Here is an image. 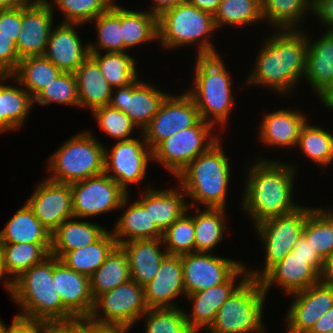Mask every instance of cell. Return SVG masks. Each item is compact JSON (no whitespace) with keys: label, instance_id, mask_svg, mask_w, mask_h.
<instances>
[{"label":"cell","instance_id":"cell-21","mask_svg":"<svg viewBox=\"0 0 333 333\" xmlns=\"http://www.w3.org/2000/svg\"><path fill=\"white\" fill-rule=\"evenodd\" d=\"M310 39L308 36L304 79L325 107L333 110V32L325 31L313 42Z\"/></svg>","mask_w":333,"mask_h":333},{"label":"cell","instance_id":"cell-31","mask_svg":"<svg viewBox=\"0 0 333 333\" xmlns=\"http://www.w3.org/2000/svg\"><path fill=\"white\" fill-rule=\"evenodd\" d=\"M8 79L12 80V75H0V133L22 128L23 122L34 107V98L20 83L17 87L7 85Z\"/></svg>","mask_w":333,"mask_h":333},{"label":"cell","instance_id":"cell-28","mask_svg":"<svg viewBox=\"0 0 333 333\" xmlns=\"http://www.w3.org/2000/svg\"><path fill=\"white\" fill-rule=\"evenodd\" d=\"M162 239H137L120 247L127 255L131 279L145 286L158 272L162 259L168 254Z\"/></svg>","mask_w":333,"mask_h":333},{"label":"cell","instance_id":"cell-16","mask_svg":"<svg viewBox=\"0 0 333 333\" xmlns=\"http://www.w3.org/2000/svg\"><path fill=\"white\" fill-rule=\"evenodd\" d=\"M186 295L225 283L243 262L216 256L214 253L193 252L181 255Z\"/></svg>","mask_w":333,"mask_h":333},{"label":"cell","instance_id":"cell-18","mask_svg":"<svg viewBox=\"0 0 333 333\" xmlns=\"http://www.w3.org/2000/svg\"><path fill=\"white\" fill-rule=\"evenodd\" d=\"M41 180L26 203L52 234L64 221L74 217L70 184Z\"/></svg>","mask_w":333,"mask_h":333},{"label":"cell","instance_id":"cell-45","mask_svg":"<svg viewBox=\"0 0 333 333\" xmlns=\"http://www.w3.org/2000/svg\"><path fill=\"white\" fill-rule=\"evenodd\" d=\"M258 21H263L260 0H222L214 15L217 30L222 25L248 27Z\"/></svg>","mask_w":333,"mask_h":333},{"label":"cell","instance_id":"cell-56","mask_svg":"<svg viewBox=\"0 0 333 333\" xmlns=\"http://www.w3.org/2000/svg\"><path fill=\"white\" fill-rule=\"evenodd\" d=\"M69 333H94V322L88 318H76L69 321Z\"/></svg>","mask_w":333,"mask_h":333},{"label":"cell","instance_id":"cell-32","mask_svg":"<svg viewBox=\"0 0 333 333\" xmlns=\"http://www.w3.org/2000/svg\"><path fill=\"white\" fill-rule=\"evenodd\" d=\"M78 220L73 217L64 221L51 234V255L60 259L68 251L94 243L107 231L106 228L88 220Z\"/></svg>","mask_w":333,"mask_h":333},{"label":"cell","instance_id":"cell-65","mask_svg":"<svg viewBox=\"0 0 333 333\" xmlns=\"http://www.w3.org/2000/svg\"><path fill=\"white\" fill-rule=\"evenodd\" d=\"M17 6L13 0H0V10Z\"/></svg>","mask_w":333,"mask_h":333},{"label":"cell","instance_id":"cell-50","mask_svg":"<svg viewBox=\"0 0 333 333\" xmlns=\"http://www.w3.org/2000/svg\"><path fill=\"white\" fill-rule=\"evenodd\" d=\"M92 113L97 126L117 142L132 139V131L138 129L128 115L110 105L97 108Z\"/></svg>","mask_w":333,"mask_h":333},{"label":"cell","instance_id":"cell-48","mask_svg":"<svg viewBox=\"0 0 333 333\" xmlns=\"http://www.w3.org/2000/svg\"><path fill=\"white\" fill-rule=\"evenodd\" d=\"M185 212L176 219L163 233L162 241L170 255H184L195 252L194 215ZM166 244V245H165Z\"/></svg>","mask_w":333,"mask_h":333},{"label":"cell","instance_id":"cell-6","mask_svg":"<svg viewBox=\"0 0 333 333\" xmlns=\"http://www.w3.org/2000/svg\"><path fill=\"white\" fill-rule=\"evenodd\" d=\"M157 28V42L167 50L197 44V57L219 55L209 41L212 32L217 30L214 17L187 2L157 17Z\"/></svg>","mask_w":333,"mask_h":333},{"label":"cell","instance_id":"cell-4","mask_svg":"<svg viewBox=\"0 0 333 333\" xmlns=\"http://www.w3.org/2000/svg\"><path fill=\"white\" fill-rule=\"evenodd\" d=\"M21 317L45 322L76 319L62 304L53 281V255L23 272L13 281L9 294Z\"/></svg>","mask_w":333,"mask_h":333},{"label":"cell","instance_id":"cell-41","mask_svg":"<svg viewBox=\"0 0 333 333\" xmlns=\"http://www.w3.org/2000/svg\"><path fill=\"white\" fill-rule=\"evenodd\" d=\"M97 42H89V52H124L122 6H113L94 20Z\"/></svg>","mask_w":333,"mask_h":333},{"label":"cell","instance_id":"cell-29","mask_svg":"<svg viewBox=\"0 0 333 333\" xmlns=\"http://www.w3.org/2000/svg\"><path fill=\"white\" fill-rule=\"evenodd\" d=\"M129 194L123 200L120 209L126 208L118 218L113 237L117 246L137 239H162V231L149 216V209H145L138 201L129 203ZM129 204V206H128Z\"/></svg>","mask_w":333,"mask_h":333},{"label":"cell","instance_id":"cell-12","mask_svg":"<svg viewBox=\"0 0 333 333\" xmlns=\"http://www.w3.org/2000/svg\"><path fill=\"white\" fill-rule=\"evenodd\" d=\"M70 187L73 214L81 220L119 210L129 194L105 173L74 182Z\"/></svg>","mask_w":333,"mask_h":333},{"label":"cell","instance_id":"cell-39","mask_svg":"<svg viewBox=\"0 0 333 333\" xmlns=\"http://www.w3.org/2000/svg\"><path fill=\"white\" fill-rule=\"evenodd\" d=\"M62 73L44 56L27 57L19 61L17 69L11 74L13 80L35 98L41 90Z\"/></svg>","mask_w":333,"mask_h":333},{"label":"cell","instance_id":"cell-2","mask_svg":"<svg viewBox=\"0 0 333 333\" xmlns=\"http://www.w3.org/2000/svg\"><path fill=\"white\" fill-rule=\"evenodd\" d=\"M306 33L300 29L275 30L274 35L263 42L245 85L258 84L284 96L291 94L306 73Z\"/></svg>","mask_w":333,"mask_h":333},{"label":"cell","instance_id":"cell-52","mask_svg":"<svg viewBox=\"0 0 333 333\" xmlns=\"http://www.w3.org/2000/svg\"><path fill=\"white\" fill-rule=\"evenodd\" d=\"M16 42L0 34V75H11L18 67Z\"/></svg>","mask_w":333,"mask_h":333},{"label":"cell","instance_id":"cell-20","mask_svg":"<svg viewBox=\"0 0 333 333\" xmlns=\"http://www.w3.org/2000/svg\"><path fill=\"white\" fill-rule=\"evenodd\" d=\"M238 277L240 280L236 283ZM248 277V269L243 264L225 283L186 295L193 304L191 315L185 310L190 330L193 333H200L202 329L207 331L213 324L219 308Z\"/></svg>","mask_w":333,"mask_h":333},{"label":"cell","instance_id":"cell-42","mask_svg":"<svg viewBox=\"0 0 333 333\" xmlns=\"http://www.w3.org/2000/svg\"><path fill=\"white\" fill-rule=\"evenodd\" d=\"M90 56L98 63L112 88L127 86L140 76L135 58L126 52H90Z\"/></svg>","mask_w":333,"mask_h":333},{"label":"cell","instance_id":"cell-59","mask_svg":"<svg viewBox=\"0 0 333 333\" xmlns=\"http://www.w3.org/2000/svg\"><path fill=\"white\" fill-rule=\"evenodd\" d=\"M293 250L302 257H319L315 249L312 248L307 239L302 235L295 243Z\"/></svg>","mask_w":333,"mask_h":333},{"label":"cell","instance_id":"cell-11","mask_svg":"<svg viewBox=\"0 0 333 333\" xmlns=\"http://www.w3.org/2000/svg\"><path fill=\"white\" fill-rule=\"evenodd\" d=\"M148 309L144 286L130 279L97 296L88 319L98 324L132 327ZM101 312L103 315L99 316Z\"/></svg>","mask_w":333,"mask_h":333},{"label":"cell","instance_id":"cell-30","mask_svg":"<svg viewBox=\"0 0 333 333\" xmlns=\"http://www.w3.org/2000/svg\"><path fill=\"white\" fill-rule=\"evenodd\" d=\"M79 107L89 108L91 113L110 104L112 87L98 63L89 55L75 71Z\"/></svg>","mask_w":333,"mask_h":333},{"label":"cell","instance_id":"cell-62","mask_svg":"<svg viewBox=\"0 0 333 333\" xmlns=\"http://www.w3.org/2000/svg\"><path fill=\"white\" fill-rule=\"evenodd\" d=\"M320 281L324 285L333 288V257L324 261Z\"/></svg>","mask_w":333,"mask_h":333},{"label":"cell","instance_id":"cell-49","mask_svg":"<svg viewBox=\"0 0 333 333\" xmlns=\"http://www.w3.org/2000/svg\"><path fill=\"white\" fill-rule=\"evenodd\" d=\"M35 103L43 106L58 103L79 107L75 73L62 72L39 92L34 98V105Z\"/></svg>","mask_w":333,"mask_h":333},{"label":"cell","instance_id":"cell-7","mask_svg":"<svg viewBox=\"0 0 333 333\" xmlns=\"http://www.w3.org/2000/svg\"><path fill=\"white\" fill-rule=\"evenodd\" d=\"M91 131H82L57 148L47 159V179L72 184L104 173L105 148Z\"/></svg>","mask_w":333,"mask_h":333},{"label":"cell","instance_id":"cell-8","mask_svg":"<svg viewBox=\"0 0 333 333\" xmlns=\"http://www.w3.org/2000/svg\"><path fill=\"white\" fill-rule=\"evenodd\" d=\"M267 295L259 279L248 277L224 302L208 333H266L262 317Z\"/></svg>","mask_w":333,"mask_h":333},{"label":"cell","instance_id":"cell-25","mask_svg":"<svg viewBox=\"0 0 333 333\" xmlns=\"http://www.w3.org/2000/svg\"><path fill=\"white\" fill-rule=\"evenodd\" d=\"M144 293L149 309L178 307L174 300L186 297L181 255L167 254L162 259L156 276L144 286Z\"/></svg>","mask_w":333,"mask_h":333},{"label":"cell","instance_id":"cell-63","mask_svg":"<svg viewBox=\"0 0 333 333\" xmlns=\"http://www.w3.org/2000/svg\"><path fill=\"white\" fill-rule=\"evenodd\" d=\"M0 280H2V282L4 281L6 283L5 289L10 294L12 287H13V281L6 274L4 266H3V249H2L1 243H0Z\"/></svg>","mask_w":333,"mask_h":333},{"label":"cell","instance_id":"cell-46","mask_svg":"<svg viewBox=\"0 0 333 333\" xmlns=\"http://www.w3.org/2000/svg\"><path fill=\"white\" fill-rule=\"evenodd\" d=\"M54 1V2H53ZM48 1L51 8L60 10L62 23L83 24L94 20L109 10L115 0H53ZM54 4V5H53ZM56 5V6H55ZM55 7V8H54Z\"/></svg>","mask_w":333,"mask_h":333},{"label":"cell","instance_id":"cell-64","mask_svg":"<svg viewBox=\"0 0 333 333\" xmlns=\"http://www.w3.org/2000/svg\"><path fill=\"white\" fill-rule=\"evenodd\" d=\"M17 5L33 6L38 4L41 0H13Z\"/></svg>","mask_w":333,"mask_h":333},{"label":"cell","instance_id":"cell-36","mask_svg":"<svg viewBox=\"0 0 333 333\" xmlns=\"http://www.w3.org/2000/svg\"><path fill=\"white\" fill-rule=\"evenodd\" d=\"M131 279L127 255L116 246L105 262L89 277L90 292L95 299Z\"/></svg>","mask_w":333,"mask_h":333},{"label":"cell","instance_id":"cell-55","mask_svg":"<svg viewBox=\"0 0 333 333\" xmlns=\"http://www.w3.org/2000/svg\"><path fill=\"white\" fill-rule=\"evenodd\" d=\"M331 330H333V307L315 323L309 333H328Z\"/></svg>","mask_w":333,"mask_h":333},{"label":"cell","instance_id":"cell-47","mask_svg":"<svg viewBox=\"0 0 333 333\" xmlns=\"http://www.w3.org/2000/svg\"><path fill=\"white\" fill-rule=\"evenodd\" d=\"M141 318L146 321L144 333H193L181 306L151 308Z\"/></svg>","mask_w":333,"mask_h":333},{"label":"cell","instance_id":"cell-19","mask_svg":"<svg viewBox=\"0 0 333 333\" xmlns=\"http://www.w3.org/2000/svg\"><path fill=\"white\" fill-rule=\"evenodd\" d=\"M294 298L286 313L287 333H309L315 323L333 307V288L321 281L291 294Z\"/></svg>","mask_w":333,"mask_h":333},{"label":"cell","instance_id":"cell-10","mask_svg":"<svg viewBox=\"0 0 333 333\" xmlns=\"http://www.w3.org/2000/svg\"><path fill=\"white\" fill-rule=\"evenodd\" d=\"M214 126L200 119L194 126L181 130L161 141L152 150V160L176 178L198 155L206 152L220 137Z\"/></svg>","mask_w":333,"mask_h":333},{"label":"cell","instance_id":"cell-54","mask_svg":"<svg viewBox=\"0 0 333 333\" xmlns=\"http://www.w3.org/2000/svg\"><path fill=\"white\" fill-rule=\"evenodd\" d=\"M8 333H43V321L15 315Z\"/></svg>","mask_w":333,"mask_h":333},{"label":"cell","instance_id":"cell-34","mask_svg":"<svg viewBox=\"0 0 333 333\" xmlns=\"http://www.w3.org/2000/svg\"><path fill=\"white\" fill-rule=\"evenodd\" d=\"M116 246L112 231H106L94 243L68 251L59 260L71 270L90 277Z\"/></svg>","mask_w":333,"mask_h":333},{"label":"cell","instance_id":"cell-27","mask_svg":"<svg viewBox=\"0 0 333 333\" xmlns=\"http://www.w3.org/2000/svg\"><path fill=\"white\" fill-rule=\"evenodd\" d=\"M148 187L141 193V199L137 201L145 209H149L151 220L164 232L176 219L187 212L189 201H185L186 194L179 185L169 190Z\"/></svg>","mask_w":333,"mask_h":333},{"label":"cell","instance_id":"cell-26","mask_svg":"<svg viewBox=\"0 0 333 333\" xmlns=\"http://www.w3.org/2000/svg\"><path fill=\"white\" fill-rule=\"evenodd\" d=\"M303 113L293 109H279L265 113L259 127V139L262 144L280 148H295L303 125L309 119Z\"/></svg>","mask_w":333,"mask_h":333},{"label":"cell","instance_id":"cell-1","mask_svg":"<svg viewBox=\"0 0 333 333\" xmlns=\"http://www.w3.org/2000/svg\"><path fill=\"white\" fill-rule=\"evenodd\" d=\"M249 166L241 206L254 226L300 206L292 198L296 166L262 156Z\"/></svg>","mask_w":333,"mask_h":333},{"label":"cell","instance_id":"cell-33","mask_svg":"<svg viewBox=\"0 0 333 333\" xmlns=\"http://www.w3.org/2000/svg\"><path fill=\"white\" fill-rule=\"evenodd\" d=\"M0 243H51V233L25 203L0 231Z\"/></svg>","mask_w":333,"mask_h":333},{"label":"cell","instance_id":"cell-14","mask_svg":"<svg viewBox=\"0 0 333 333\" xmlns=\"http://www.w3.org/2000/svg\"><path fill=\"white\" fill-rule=\"evenodd\" d=\"M323 265L324 261L320 257H302L291 250L259 280L266 295L273 285L291 295L318 283Z\"/></svg>","mask_w":333,"mask_h":333},{"label":"cell","instance_id":"cell-43","mask_svg":"<svg viewBox=\"0 0 333 333\" xmlns=\"http://www.w3.org/2000/svg\"><path fill=\"white\" fill-rule=\"evenodd\" d=\"M124 52L145 42L158 40L157 17L148 11H133L122 7Z\"/></svg>","mask_w":333,"mask_h":333},{"label":"cell","instance_id":"cell-53","mask_svg":"<svg viewBox=\"0 0 333 333\" xmlns=\"http://www.w3.org/2000/svg\"><path fill=\"white\" fill-rule=\"evenodd\" d=\"M312 13L324 25L326 32H333V0H313Z\"/></svg>","mask_w":333,"mask_h":333},{"label":"cell","instance_id":"cell-3","mask_svg":"<svg viewBox=\"0 0 333 333\" xmlns=\"http://www.w3.org/2000/svg\"><path fill=\"white\" fill-rule=\"evenodd\" d=\"M220 139L206 152L198 155L181 173L178 185L192 199L188 208L203 204L209 208L227 206L228 187L231 181L230 163Z\"/></svg>","mask_w":333,"mask_h":333},{"label":"cell","instance_id":"cell-5","mask_svg":"<svg viewBox=\"0 0 333 333\" xmlns=\"http://www.w3.org/2000/svg\"><path fill=\"white\" fill-rule=\"evenodd\" d=\"M220 55L196 57L194 82L185 92L194 100L201 119L226 127L235 105L232 77ZM228 120V121H227Z\"/></svg>","mask_w":333,"mask_h":333},{"label":"cell","instance_id":"cell-37","mask_svg":"<svg viewBox=\"0 0 333 333\" xmlns=\"http://www.w3.org/2000/svg\"><path fill=\"white\" fill-rule=\"evenodd\" d=\"M195 227V252L212 253L219 242L223 239L225 230L228 228L224 222L226 219L225 208H209L200 210L194 207Z\"/></svg>","mask_w":333,"mask_h":333},{"label":"cell","instance_id":"cell-44","mask_svg":"<svg viewBox=\"0 0 333 333\" xmlns=\"http://www.w3.org/2000/svg\"><path fill=\"white\" fill-rule=\"evenodd\" d=\"M297 147L317 165L327 167L333 162V134L318 124L310 125L306 121L300 131Z\"/></svg>","mask_w":333,"mask_h":333},{"label":"cell","instance_id":"cell-51","mask_svg":"<svg viewBox=\"0 0 333 333\" xmlns=\"http://www.w3.org/2000/svg\"><path fill=\"white\" fill-rule=\"evenodd\" d=\"M22 26V5L0 10V34L17 42Z\"/></svg>","mask_w":333,"mask_h":333},{"label":"cell","instance_id":"cell-23","mask_svg":"<svg viewBox=\"0 0 333 333\" xmlns=\"http://www.w3.org/2000/svg\"><path fill=\"white\" fill-rule=\"evenodd\" d=\"M60 23L52 27L43 56L62 72L75 73L90 55L89 42L84 46L75 29L81 24Z\"/></svg>","mask_w":333,"mask_h":333},{"label":"cell","instance_id":"cell-17","mask_svg":"<svg viewBox=\"0 0 333 333\" xmlns=\"http://www.w3.org/2000/svg\"><path fill=\"white\" fill-rule=\"evenodd\" d=\"M168 94L148 81L140 80L138 76L127 86L113 88L109 105L123 111L137 128L140 127L139 130L143 131L157 114Z\"/></svg>","mask_w":333,"mask_h":333},{"label":"cell","instance_id":"cell-15","mask_svg":"<svg viewBox=\"0 0 333 333\" xmlns=\"http://www.w3.org/2000/svg\"><path fill=\"white\" fill-rule=\"evenodd\" d=\"M201 119L194 100L184 92L168 94L162 101L157 114L143 132L145 141L153 150L169 136L194 126Z\"/></svg>","mask_w":333,"mask_h":333},{"label":"cell","instance_id":"cell-13","mask_svg":"<svg viewBox=\"0 0 333 333\" xmlns=\"http://www.w3.org/2000/svg\"><path fill=\"white\" fill-rule=\"evenodd\" d=\"M141 134V139L118 141L111 149L105 148L104 173L127 193L130 192L128 185L146 178L148 164L152 160V150Z\"/></svg>","mask_w":333,"mask_h":333},{"label":"cell","instance_id":"cell-9","mask_svg":"<svg viewBox=\"0 0 333 333\" xmlns=\"http://www.w3.org/2000/svg\"><path fill=\"white\" fill-rule=\"evenodd\" d=\"M310 208L311 206L300 205L290 213L271 218L254 227L264 245L265 261L263 268L248 270L249 277L260 279L293 250L295 243L303 235Z\"/></svg>","mask_w":333,"mask_h":333},{"label":"cell","instance_id":"cell-40","mask_svg":"<svg viewBox=\"0 0 333 333\" xmlns=\"http://www.w3.org/2000/svg\"><path fill=\"white\" fill-rule=\"evenodd\" d=\"M303 236L323 261L333 257V208H310Z\"/></svg>","mask_w":333,"mask_h":333},{"label":"cell","instance_id":"cell-57","mask_svg":"<svg viewBox=\"0 0 333 333\" xmlns=\"http://www.w3.org/2000/svg\"><path fill=\"white\" fill-rule=\"evenodd\" d=\"M153 7L150 10H147L149 13H152L154 16L159 17L162 13L167 10H170L173 7L181 3H185L186 0H152Z\"/></svg>","mask_w":333,"mask_h":333},{"label":"cell","instance_id":"cell-61","mask_svg":"<svg viewBox=\"0 0 333 333\" xmlns=\"http://www.w3.org/2000/svg\"><path fill=\"white\" fill-rule=\"evenodd\" d=\"M131 327L125 325L94 323V333H128Z\"/></svg>","mask_w":333,"mask_h":333},{"label":"cell","instance_id":"cell-35","mask_svg":"<svg viewBox=\"0 0 333 333\" xmlns=\"http://www.w3.org/2000/svg\"><path fill=\"white\" fill-rule=\"evenodd\" d=\"M313 0H260L263 22L276 30H299L307 13L312 14Z\"/></svg>","mask_w":333,"mask_h":333},{"label":"cell","instance_id":"cell-22","mask_svg":"<svg viewBox=\"0 0 333 333\" xmlns=\"http://www.w3.org/2000/svg\"><path fill=\"white\" fill-rule=\"evenodd\" d=\"M47 0L33 6L22 5V26L16 47L19 59L43 56L53 26L54 13Z\"/></svg>","mask_w":333,"mask_h":333},{"label":"cell","instance_id":"cell-66","mask_svg":"<svg viewBox=\"0 0 333 333\" xmlns=\"http://www.w3.org/2000/svg\"><path fill=\"white\" fill-rule=\"evenodd\" d=\"M2 319H0V333H8V326L3 323Z\"/></svg>","mask_w":333,"mask_h":333},{"label":"cell","instance_id":"cell-58","mask_svg":"<svg viewBox=\"0 0 333 333\" xmlns=\"http://www.w3.org/2000/svg\"><path fill=\"white\" fill-rule=\"evenodd\" d=\"M222 0H186L187 3L214 17Z\"/></svg>","mask_w":333,"mask_h":333},{"label":"cell","instance_id":"cell-60","mask_svg":"<svg viewBox=\"0 0 333 333\" xmlns=\"http://www.w3.org/2000/svg\"><path fill=\"white\" fill-rule=\"evenodd\" d=\"M43 333H69V321H43Z\"/></svg>","mask_w":333,"mask_h":333},{"label":"cell","instance_id":"cell-24","mask_svg":"<svg viewBox=\"0 0 333 333\" xmlns=\"http://www.w3.org/2000/svg\"><path fill=\"white\" fill-rule=\"evenodd\" d=\"M53 281L64 307L75 318H88L94 305L89 277L71 270L53 255Z\"/></svg>","mask_w":333,"mask_h":333},{"label":"cell","instance_id":"cell-38","mask_svg":"<svg viewBox=\"0 0 333 333\" xmlns=\"http://www.w3.org/2000/svg\"><path fill=\"white\" fill-rule=\"evenodd\" d=\"M3 266L14 281L23 272L50 255L51 243H1Z\"/></svg>","mask_w":333,"mask_h":333}]
</instances>
